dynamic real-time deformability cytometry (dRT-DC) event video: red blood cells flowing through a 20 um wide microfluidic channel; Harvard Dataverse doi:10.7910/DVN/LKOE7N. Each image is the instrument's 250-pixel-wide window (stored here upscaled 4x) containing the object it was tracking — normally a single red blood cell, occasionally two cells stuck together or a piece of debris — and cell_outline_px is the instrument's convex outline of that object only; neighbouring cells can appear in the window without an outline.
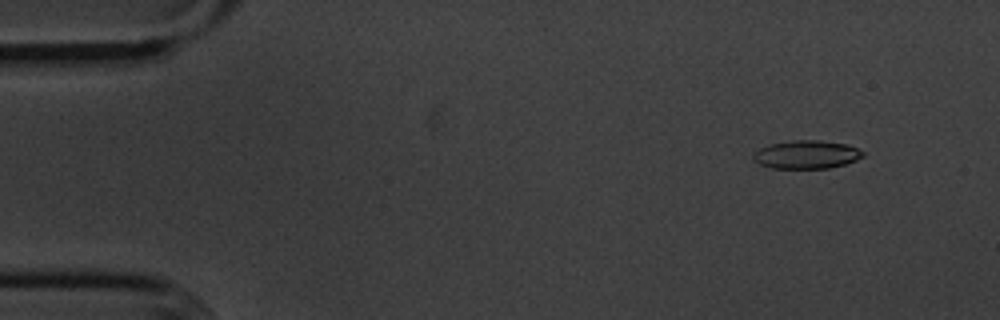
{"species": "common noctule bat (a hibernating species)", "species_latin": "Nyctalus noctula", "temperature_condition": "cold", "stored_images_in_passage": 6, "camera_frame_rate_fps": 3000, "um_per_image_px": 0.085, "animal": {"sex": "male", "body_mass_g": 20.1, "forearm_length_mm": 53.5}, "frame": {"image": 1, "passage_image": 2, "time_ms": 1.0, "image_size_px": [1000, 320], "cell_outline_px": [[864, 156], [856, 160], [844, 164], [828, 168], [772, 168], [760, 164], [752, 160], [752, 152], [760, 148], [772, 144], [792, 140], [820, 140], [844, 144], [856, 148], [864, 152]], "centroid_in_image_um": [68.51, 13.14], "position_along_channel_um": 16.5, "area_um2": 17.98}}